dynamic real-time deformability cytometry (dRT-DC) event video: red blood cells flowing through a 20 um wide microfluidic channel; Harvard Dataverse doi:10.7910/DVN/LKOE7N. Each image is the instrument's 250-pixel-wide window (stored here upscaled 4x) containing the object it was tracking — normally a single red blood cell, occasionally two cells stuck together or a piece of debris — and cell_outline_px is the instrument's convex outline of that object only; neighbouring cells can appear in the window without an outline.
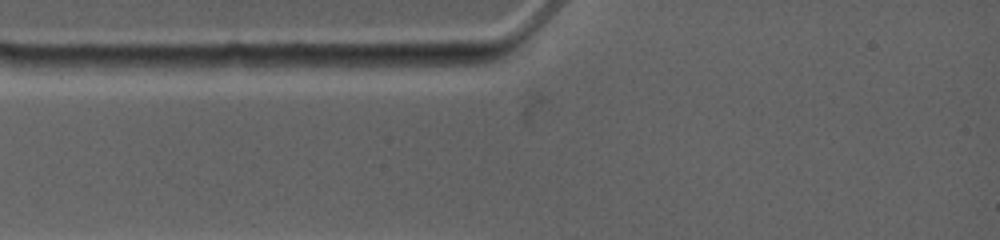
{"species": "common noctule bat (a hibernating species)", "species_latin": "Nyctalus noctula", "temperature_condition": "warm", "stored_images_in_passage": 3, "camera_frame_rate_fps": 4500, "um_per_image_px": 0.085, "animal": {"sex": "female", "body_mass_g": 19.0, "forearm_length_mm": 53.3}, "frame": {"image": 1, "passage_image": 1, "time_ms": 0.0, "image_size_px": [1000, 240], "cell_outline_px": [[412, 64], [320, 72], [284, 72], [284, 64], [296, 56], [400, 56]], "centroid_in_image_um": [28.92, 5.36], "position_along_channel_um": 56.1, "area_um2": 11.44}}